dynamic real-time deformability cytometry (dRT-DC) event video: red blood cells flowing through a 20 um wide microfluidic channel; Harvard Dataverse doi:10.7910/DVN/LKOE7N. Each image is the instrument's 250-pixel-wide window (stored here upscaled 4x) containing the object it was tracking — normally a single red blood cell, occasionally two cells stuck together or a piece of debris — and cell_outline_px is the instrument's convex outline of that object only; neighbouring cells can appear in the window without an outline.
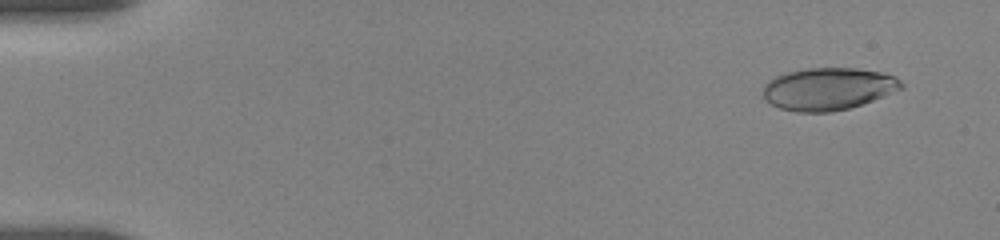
{"species": "human", "species_latin": "Homo sapiens", "temperature_condition": "room temperature", "stored_images_in_passage": 50, "camera_frame_rate_fps": 3000, "um_per_image_px": 0.085, "donor": {"sex": "female"}, "frame": {"image": 1, "passage_image": 3, "time_ms": 1.0, "image_size_px": [1000, 240], "cell_outline_px": [[904, 88], [872, 100], [848, 108], [828, 112], [796, 112], [780, 108], [764, 100], [760, 96], [764, 84], [768, 80], [776, 76], [788, 72], [808, 68], [856, 68], [880, 72], [896, 76], [904, 84]], "centroid_in_image_um": [70.36, 7.55], "position_along_channel_um": 14.6, "area_um2": 34.22}}
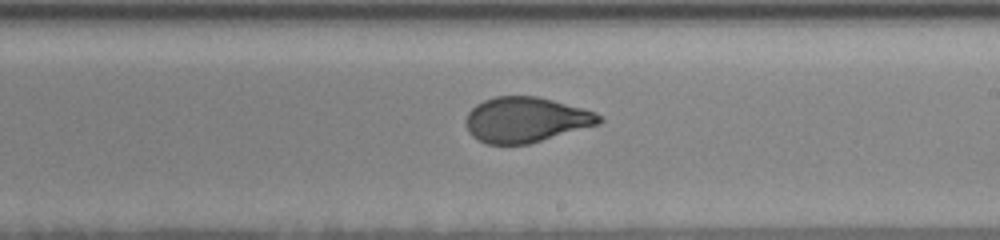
{"frame": {"image": 2, "passage_image": 29, "time_ms": 10.667, "image_size_px": [1000, 240], "cell_outline_px": [[604, 120], [600, 124], [528, 144], [484, 144], [472, 136], [468, 132], [464, 124], [464, 120], [468, 112], [476, 104], [484, 100], [496, 96], [536, 96], [584, 108], [596, 112]], "centroid_in_image_um": [44.67, 10.18], "position_along_channel_um": 244.3, "area_um2": 35.37}}
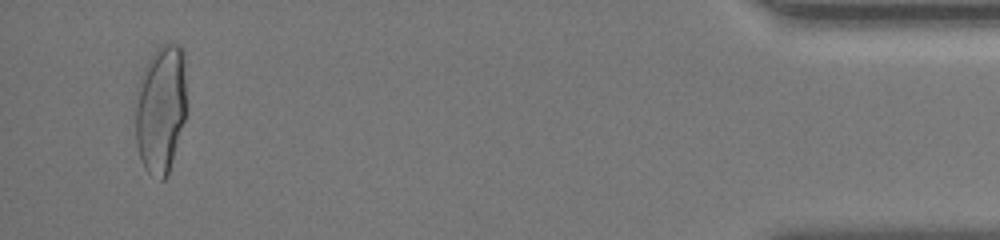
{"frame": {"image": 3, "passage_image": 48, "time_ms": 17.333, "image_size_px": [1000, 240], "cell_outline_px": [[188, 112], [168, 176], [164, 180], [160, 180], [148, 172], [144, 168], [140, 160], [136, 144], [136, 108], [140, 76], [152, 52], [160, 44], [180, 44], [184, 52], [188, 108]], "centroid_in_image_um": [13.72, 9.26], "position_along_channel_um": 421.5, "area_um2": 39.42}}